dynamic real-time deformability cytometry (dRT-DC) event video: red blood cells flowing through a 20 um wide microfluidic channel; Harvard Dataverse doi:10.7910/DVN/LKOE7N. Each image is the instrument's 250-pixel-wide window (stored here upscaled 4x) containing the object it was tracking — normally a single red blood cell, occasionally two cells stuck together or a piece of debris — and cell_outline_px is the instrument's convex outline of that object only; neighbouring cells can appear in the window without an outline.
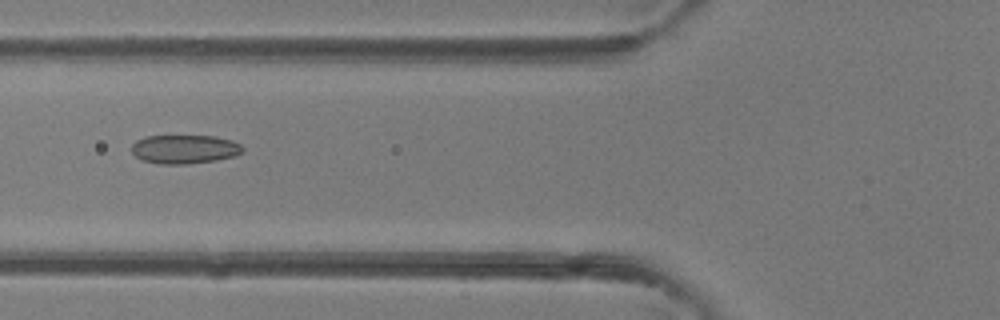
{"species": "common noctule bat (a hibernating species)", "species_latin": "Nyctalus noctula", "temperature_condition": "room temperature", "stored_images_in_passage": 5, "camera_frame_rate_fps": 3000, "um_per_image_px": 0.085, "animal": {"sex": "female"}, "frame": {"image": 1, "passage_image": 5, "time_ms": 4.333, "image_size_px": [1000, 320], "cell_outline_px": [[244, 152], [236, 156], [216, 160], [184, 164], [160, 164], [140, 160], [132, 152], [132, 144], [136, 140], [144, 136], [216, 136], [232, 140], [240, 144], [244, 148]], "centroid_in_image_um": [15.7, 12.68], "position_along_channel_um": 110.1, "area_um2": 18.84}}